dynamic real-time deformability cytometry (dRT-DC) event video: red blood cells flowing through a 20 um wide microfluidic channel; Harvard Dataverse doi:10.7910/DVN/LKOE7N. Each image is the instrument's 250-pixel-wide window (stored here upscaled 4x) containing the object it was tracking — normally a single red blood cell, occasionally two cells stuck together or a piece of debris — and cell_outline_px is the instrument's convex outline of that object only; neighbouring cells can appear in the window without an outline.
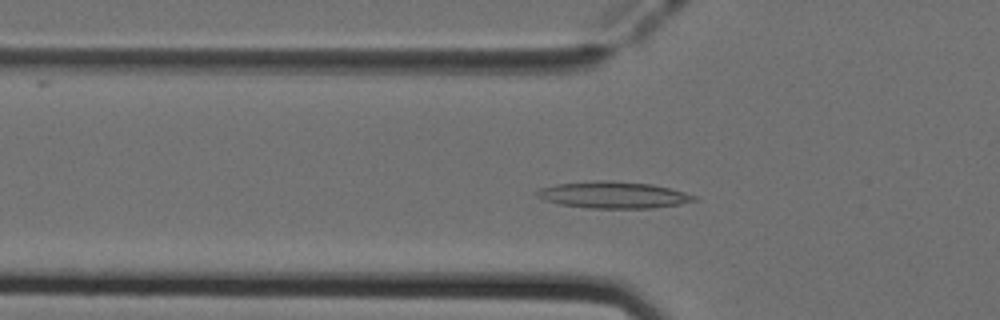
{"species": "Egyptian fruit bat (a non-hibernating species)", "species_latin": "Rousettus aegyptiacus", "temperature_condition": "cold", "stored_images_in_passage": 49, "segment_of_instrument_passage": [1, 2], "camera_frame_rate_fps": 3000, "um_per_image_px": 0.085, "animal": {"sex": "female"}, "frame": {"image": 1, "passage_image": 14, "time_ms": 4.333, "image_size_px": [1000, 320], "cell_outline_px": [[700, 200], [680, 204], [652, 208], [588, 208], [560, 204], [544, 200], [536, 196], [536, 192], [540, 188], [556, 184], [596, 180], [608, 180], [652, 184], [672, 188], [696, 196]], "centroid_in_image_um": [52.16, 16.56], "position_along_channel_um": 73.6, "area_um2": 24.57}}
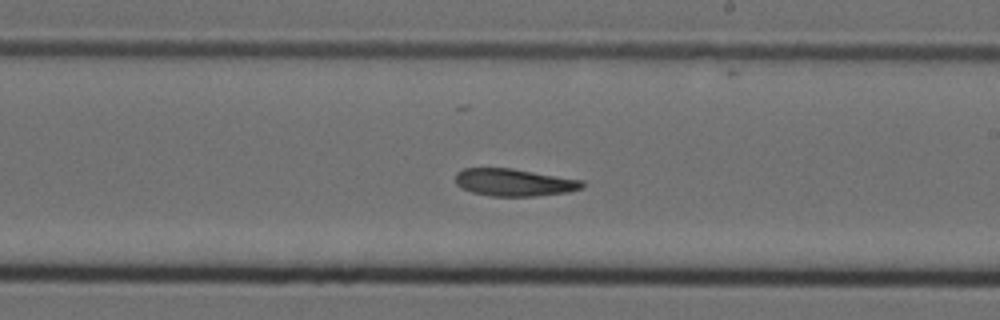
{"frame": {"image": 2, "passage_image": 27, "time_ms": 8.667, "image_size_px": [1000, 320], "cell_outline_px": [[584, 188], [568, 192], [536, 196], [492, 196], [472, 192], [460, 188], [456, 184], [456, 172], [464, 168], [512, 168], [584, 180]], "centroid_in_image_um": [43.72, 15.5], "position_along_channel_um": 245.3, "area_um2": 20.4}}
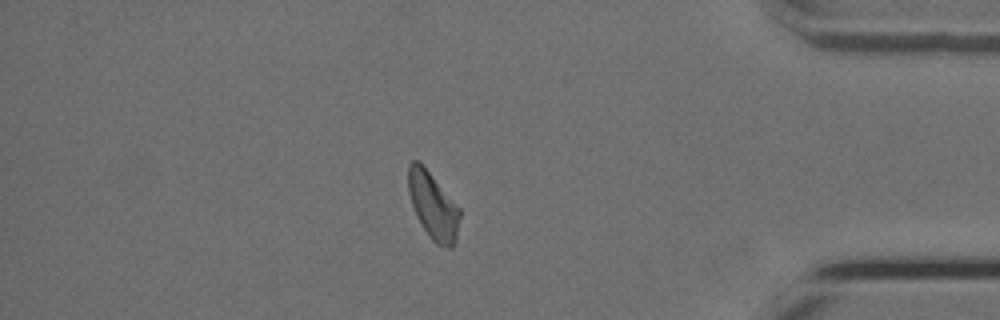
{"frame": {"image": 3, "passage_image": 41, "time_ms": 13.333, "image_size_px": [1000, 320], "cell_outline_px": [[460, 216], [456, 240], [452, 248], [448, 248], [436, 244], [432, 240], [420, 224], [416, 216], [408, 192], [408, 164], [412, 160], [420, 160], [460, 208]], "centroid_in_image_um": [36.8, 17.47], "position_along_channel_um": 398.4, "area_um2": 20.29}}